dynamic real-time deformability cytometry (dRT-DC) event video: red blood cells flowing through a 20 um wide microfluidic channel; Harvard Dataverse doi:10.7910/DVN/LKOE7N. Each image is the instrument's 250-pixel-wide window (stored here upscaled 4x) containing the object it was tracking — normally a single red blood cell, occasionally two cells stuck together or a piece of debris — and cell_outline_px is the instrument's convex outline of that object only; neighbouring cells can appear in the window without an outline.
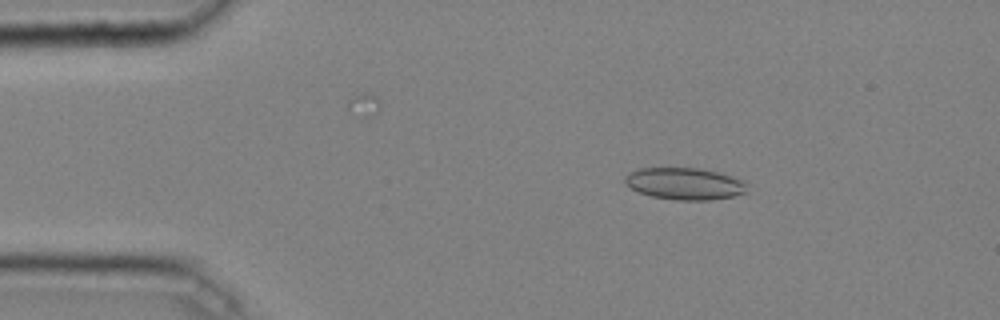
{"species": "common noctule bat (a hibernating species)", "species_latin": "Nyctalus noctula", "temperature_condition": "cold", "stored_images_in_passage": 41, "camera_frame_rate_fps": 3000, "um_per_image_px": 0.085, "animal": {"sex": "male", "body_mass_g": 20.4}, "frame": {"image": 1, "passage_image": 2, "time_ms": 0.333, "image_size_px": [1000, 320], "cell_outline_px": [[748, 192], [732, 196], [708, 200], [676, 200], [652, 196], [640, 192], [632, 188], [624, 180], [636, 168], [700, 168], [716, 172], [740, 180], [744, 184]], "centroid_in_image_um": [58.19, 15.61], "position_along_channel_um": 26.8, "area_um2": 22.14}}
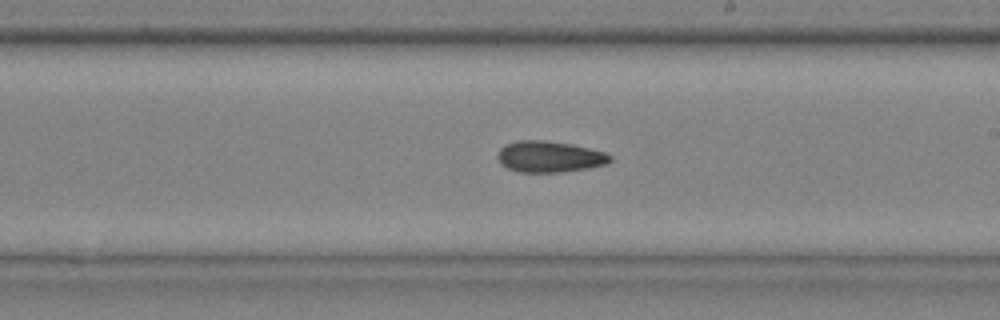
{"frame": {"image": 2, "passage_image": 22, "time_ms": 7.0, "image_size_px": [1000, 320], "cell_outline_px": [[612, 160], [608, 164], [588, 168], [560, 172], [520, 172], [508, 168], [500, 164], [496, 156], [500, 148], [504, 144], [520, 140], [544, 140], [572, 144], [604, 152], [612, 156]], "centroid_in_image_um": [46.69, 13.31], "position_along_channel_um": 242.3, "area_um2": 20.58}}
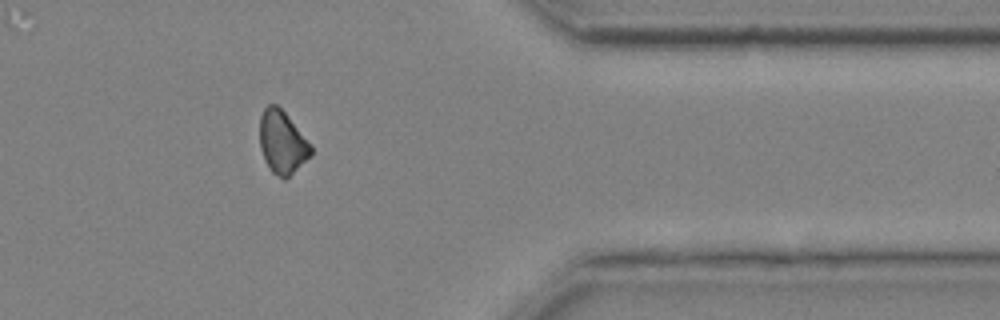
{"frame": {"image": 3, "passage_image": 34, "time_ms": 11.0, "image_size_px": [1000, 320], "cell_outline_px": [[312, 156], [284, 180], [272, 172], [264, 160], [260, 148], [260, 116], [264, 108], [268, 104], [276, 104], [284, 112], [312, 144]], "centroid_in_image_um": [24.0, 12.1], "position_along_channel_um": 387.4, "area_um2": 18.84}}